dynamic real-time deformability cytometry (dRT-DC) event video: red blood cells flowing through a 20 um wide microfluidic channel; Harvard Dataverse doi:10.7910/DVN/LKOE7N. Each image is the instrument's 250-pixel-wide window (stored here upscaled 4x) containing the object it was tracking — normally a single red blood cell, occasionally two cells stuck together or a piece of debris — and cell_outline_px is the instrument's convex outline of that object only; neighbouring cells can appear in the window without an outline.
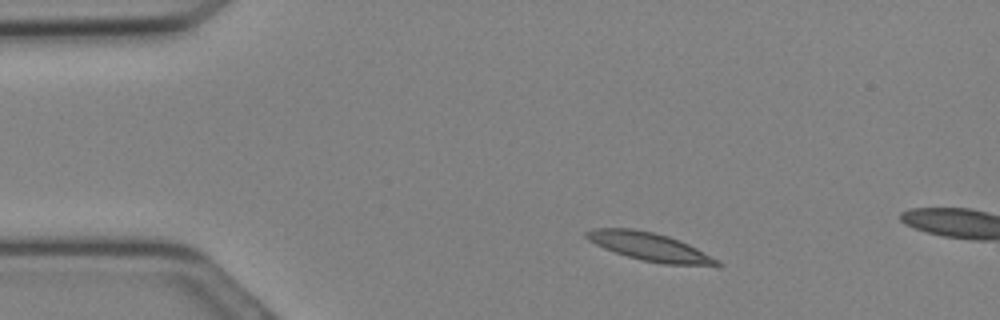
{"species": "Egyptian fruit bat (a non-hibernating species)", "species_latin": "Rousettus aegyptiacus", "temperature_condition": "cold", "stored_images_in_passage": 5, "camera_frame_rate_fps": 3000, "um_per_image_px": 0.085, "animal": {"sex": "female"}, "frame": {"image": 1, "passage_image": 3, "time_ms": 0.667, "image_size_px": [1000, 320], "cell_outline_px": [[724, 264], [720, 268], [716, 268], [664, 264], [644, 260], [628, 256], [604, 248], [588, 240], [584, 236], [584, 232], [596, 228], [632, 228], [652, 232], [668, 236], [680, 240], [720, 260]], "centroid_in_image_um": [55.36, 21.01], "position_along_channel_um": 29.6, "area_um2": 21.85}}